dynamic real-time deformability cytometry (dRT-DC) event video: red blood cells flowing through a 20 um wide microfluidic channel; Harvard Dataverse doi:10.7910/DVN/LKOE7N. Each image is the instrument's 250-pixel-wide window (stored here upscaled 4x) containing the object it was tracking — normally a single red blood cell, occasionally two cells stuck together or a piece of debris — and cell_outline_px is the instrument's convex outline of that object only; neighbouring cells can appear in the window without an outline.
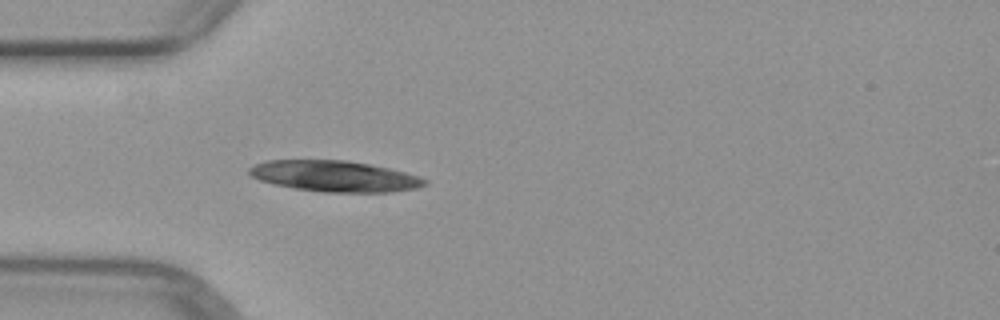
{"species": "common noctule bat (a hibernating species)", "species_latin": "Nyctalus noctula", "temperature_condition": "warm", "stored_images_in_passage": 4, "camera_frame_rate_fps": 3000, "um_per_image_px": 0.085, "animal": {"sex": "female", "body_mass_g": 29.2, "forearm_length_mm": 56.3}, "frame": {"image": 1, "passage_image": 4, "time_ms": 3.333, "image_size_px": [1000, 320], "cell_outline_px": [[428, 184], [416, 188], [392, 192], [324, 192], [296, 188], [272, 184], [260, 180], [252, 176], [248, 172], [248, 168], [264, 160], [344, 160], [368, 164], [388, 168], [420, 176], [428, 180]], "centroid_in_image_um": [28.45, 14.97], "position_along_channel_um": 56.6, "area_um2": 31.62}}